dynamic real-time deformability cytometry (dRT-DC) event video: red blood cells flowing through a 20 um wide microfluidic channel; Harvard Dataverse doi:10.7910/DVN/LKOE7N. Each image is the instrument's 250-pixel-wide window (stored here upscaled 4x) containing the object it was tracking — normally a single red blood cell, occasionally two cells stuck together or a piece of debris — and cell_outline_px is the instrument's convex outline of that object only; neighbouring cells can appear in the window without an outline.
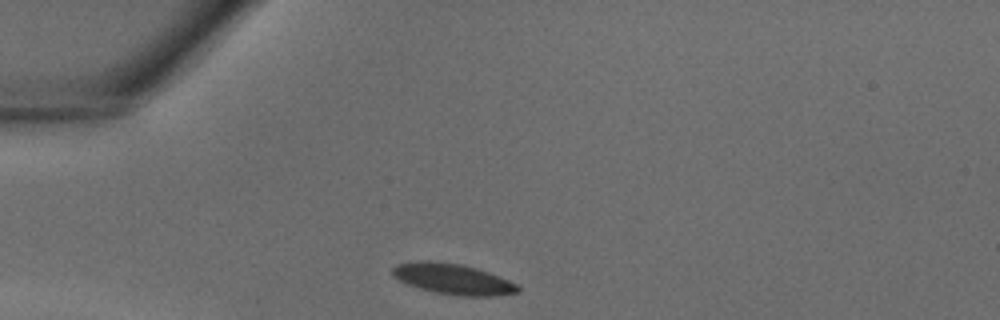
{"species": "common noctule bat (a hibernating species)", "species_latin": "Nyctalus noctula", "temperature_condition": "warm", "stored_images_in_passage": 30, "camera_frame_rate_fps": 3000, "um_per_image_px": 0.085, "animal": {"sex": "male", "body_mass_g": 18.8}, "frame": {"image": 1, "passage_image": 1, "time_ms": 0.0, "image_size_px": [1000, 320], "cell_outline_px": [[520, 292], [492, 296], [460, 296], [436, 292], [420, 288], [408, 284], [392, 276], [392, 268], [396, 264], [460, 264], [476, 268], [488, 272], [508, 280], [516, 284], [520, 288]], "centroid_in_image_um": [38.59, 23.78], "position_along_channel_um": 46.4, "area_um2": 21.21}}
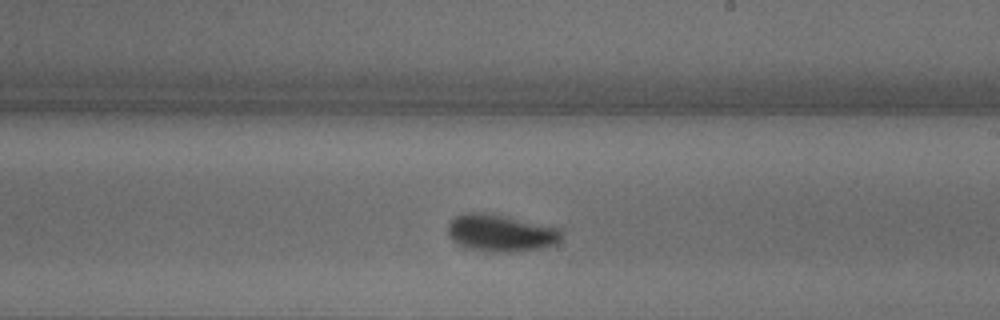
{"frame": {"image": 2, "passage_image": 14, "time_ms": 4.333, "image_size_px": [1000, 320], "cell_outline_px": [[560, 236], [552, 244], [540, 248], [512, 252], [488, 252], [464, 248], [452, 240], [448, 236], [448, 224], [456, 216], [468, 212], [472, 212], [500, 216], [560, 228]], "centroid_in_image_um": [42.47, 19.83], "position_along_channel_um": 246.5, "area_um2": 23.93}}
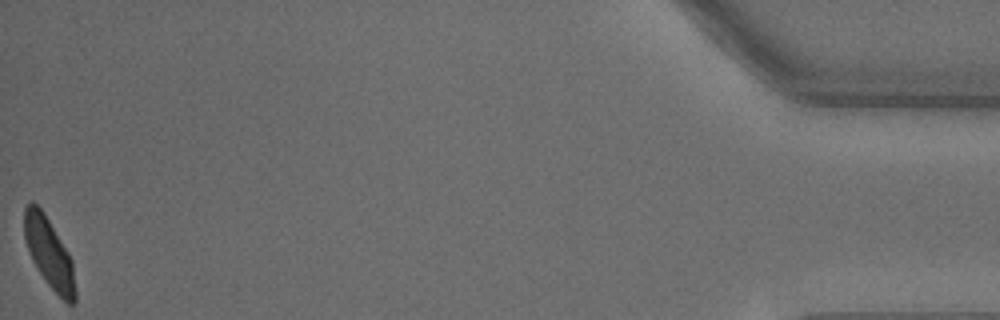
{"frame": {"image": 3, "passage_image": 30, "time_ms": 9.667, "image_size_px": [1000, 320], "cell_outline_px": [[76, 304], [68, 304], [48, 284], [36, 268], [32, 260], [24, 240], [24, 208], [32, 200], [44, 212], [68, 252], [72, 260], [76, 292]], "centroid_in_image_um": [4.17, 21.51], "position_along_channel_um": 431.0, "area_um2": 20.81}}